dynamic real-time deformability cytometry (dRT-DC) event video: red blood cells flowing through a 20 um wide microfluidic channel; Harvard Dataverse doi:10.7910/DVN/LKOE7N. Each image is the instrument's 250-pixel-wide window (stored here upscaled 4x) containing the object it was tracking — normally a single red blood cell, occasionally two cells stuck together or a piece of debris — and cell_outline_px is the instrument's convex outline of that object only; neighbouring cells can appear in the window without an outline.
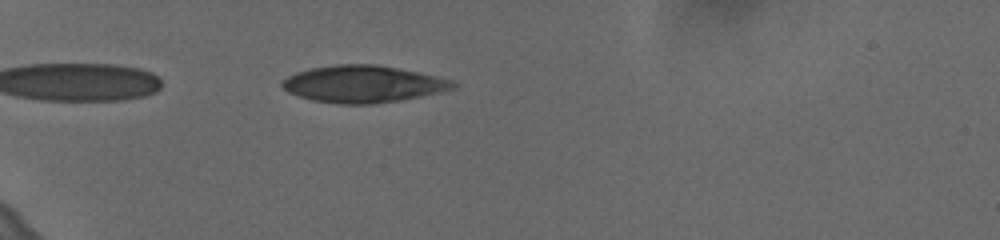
{"species": "human", "species_latin": "Homo sapiens", "temperature_condition": "cold", "stored_images_in_passage": 42, "camera_frame_rate_fps": 3000, "um_per_image_px": 0.085, "donor": {"sex": "female"}, "frame": {"image": 1, "passage_image": 3, "time_ms": 0.667, "image_size_px": [1000, 240], "cell_outline_px": [[456, 88], [440, 92], [400, 100], [376, 104], [340, 104], [312, 100], [288, 92], [280, 84], [288, 76], [296, 72], [312, 68], [336, 64], [376, 64], [400, 68], [436, 76], [452, 80], [456, 84]], "centroid_in_image_um": [30.87, 7.14], "position_along_channel_um": 54.1, "area_um2": 36.76}}
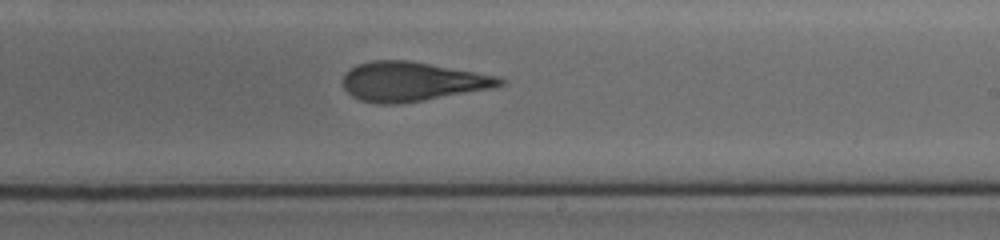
{"frame": {"image": 2, "passage_image": 22, "time_ms": 7.0, "image_size_px": [1000, 240], "cell_outline_px": [[508, 80], [504, 84], [492, 88], [424, 100], [396, 104], [376, 104], [360, 100], [352, 96], [344, 88], [344, 76], [356, 64], [372, 60], [408, 60], [500, 76]], "centroid_in_image_um": [35.06, 6.93], "position_along_channel_um": 253.9, "area_um2": 35.89}}
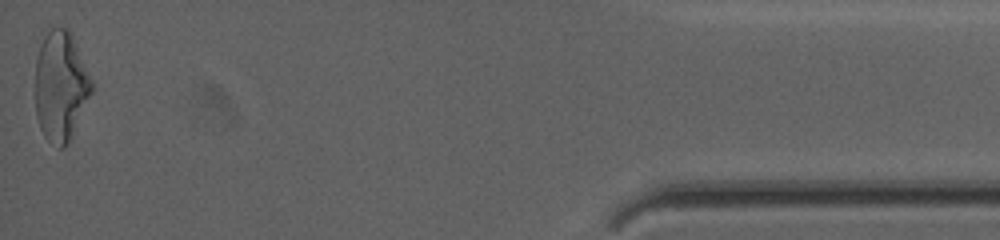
{"frame": {"image": 3, "passage_image": 42, "time_ms": 13.667, "image_size_px": [1000, 240], "cell_outline_px": [[92, 92], [72, 136], [68, 144], [64, 148], [56, 148], [44, 136], [40, 128], [36, 116], [36, 60], [40, 44], [44, 36], [52, 28], [68, 28], [72, 32], [92, 80]], "centroid_in_image_um": [5.16, 7.33], "position_along_channel_um": 430.0, "area_um2": 36.24}, "authors_computed_cell_mechanics": {"area_um2": 36.0672, "velocity_mm_per_s": 3.6445, "shape_relaxation_time_tau1_ms": 4.9186, "shape_relaxation_time_tau2_ms": 1.9253, "deformation_change_tau1": 0.1829, "deformation_change_tau2": 0.1123}}